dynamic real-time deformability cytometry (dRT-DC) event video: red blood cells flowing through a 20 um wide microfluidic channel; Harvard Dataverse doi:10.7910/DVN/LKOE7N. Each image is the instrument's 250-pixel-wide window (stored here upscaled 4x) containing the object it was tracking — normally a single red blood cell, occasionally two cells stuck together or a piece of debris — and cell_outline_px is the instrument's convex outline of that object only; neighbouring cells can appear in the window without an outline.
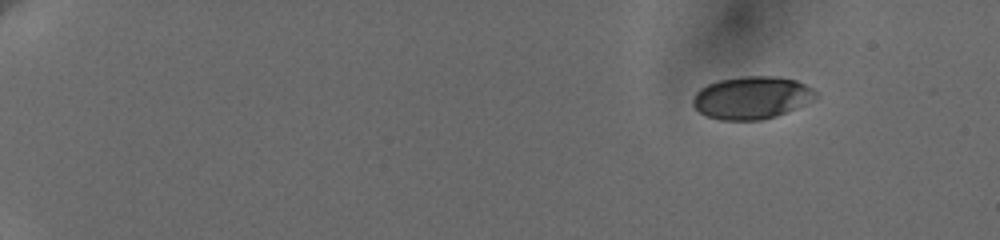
{"species": "human", "species_latin": "Homo sapiens", "temperature_condition": "cold", "stored_images_in_passage": 25, "camera_frame_rate_fps": 3000, "um_per_image_px": 0.085, "donor": {"sex": "female"}, "frame": {"image": 1, "passage_image": 1, "time_ms": 0.0, "image_size_px": [1000, 240], "cell_outline_px": [[816, 96], [784, 112], [760, 120], [720, 120], [708, 116], [700, 112], [692, 104], [692, 100], [696, 92], [700, 88], [708, 84], [720, 80], [744, 76], [772, 76], [796, 80], [812, 88], [816, 92]], "centroid_in_image_um": [63.81, 8.29], "position_along_channel_um": 21.2, "area_um2": 29.71}}
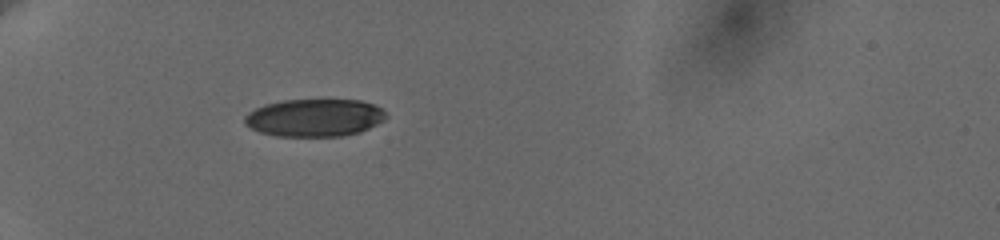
{"frame": {"image": 2, "passage_image": 24, "time_ms": 4.667, "image_size_px": [1000, 240], "cell_outline_px": [[388, 116], [384, 120], [360, 132], [340, 136], [276, 136], [260, 132], [244, 124], [244, 116], [248, 112], [264, 104], [284, 100], [360, 100], [372, 104], [380, 108]], "centroid_in_image_um": [26.71, 10.0], "position_along_channel_um": 58.3, "area_um2": 30.92}}